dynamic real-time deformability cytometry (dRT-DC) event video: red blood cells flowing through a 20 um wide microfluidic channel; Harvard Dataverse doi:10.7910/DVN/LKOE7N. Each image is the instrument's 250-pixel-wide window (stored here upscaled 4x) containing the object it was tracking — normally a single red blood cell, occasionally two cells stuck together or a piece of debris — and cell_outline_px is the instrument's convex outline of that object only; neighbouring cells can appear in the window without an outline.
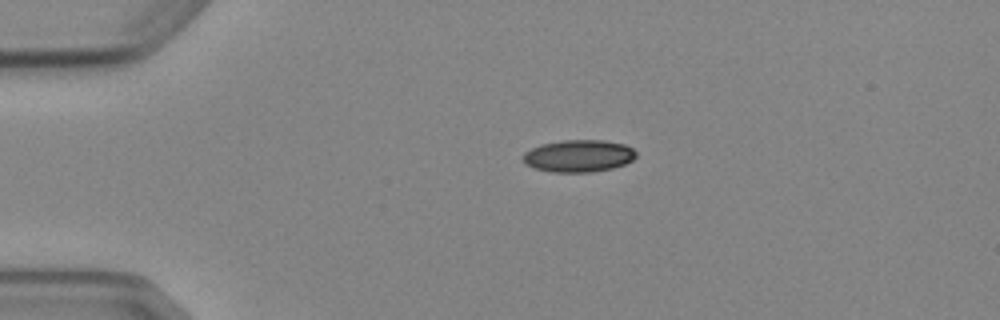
{"species": "Egyptian fruit bat (a non-hibernating species)", "species_latin": "Rousettus aegyptiacus", "temperature_condition": "cold", "stored_images_in_passage": 2, "camera_frame_rate_fps": 3000, "um_per_image_px": 0.085, "animal": {"sex": "female"}, "frame": {"image": 1, "passage_image": 1, "time_ms": 0.0, "image_size_px": [1000, 320], "cell_outline_px": [[636, 156], [632, 160], [624, 164], [612, 168], [592, 172], [552, 172], [536, 168], [528, 164], [524, 160], [524, 152], [540, 144], [560, 140], [604, 140], [624, 144], [632, 148], [636, 152]], "centroid_in_image_um": [49.2, 13.24], "position_along_channel_um": 35.8, "area_um2": 21.1}}